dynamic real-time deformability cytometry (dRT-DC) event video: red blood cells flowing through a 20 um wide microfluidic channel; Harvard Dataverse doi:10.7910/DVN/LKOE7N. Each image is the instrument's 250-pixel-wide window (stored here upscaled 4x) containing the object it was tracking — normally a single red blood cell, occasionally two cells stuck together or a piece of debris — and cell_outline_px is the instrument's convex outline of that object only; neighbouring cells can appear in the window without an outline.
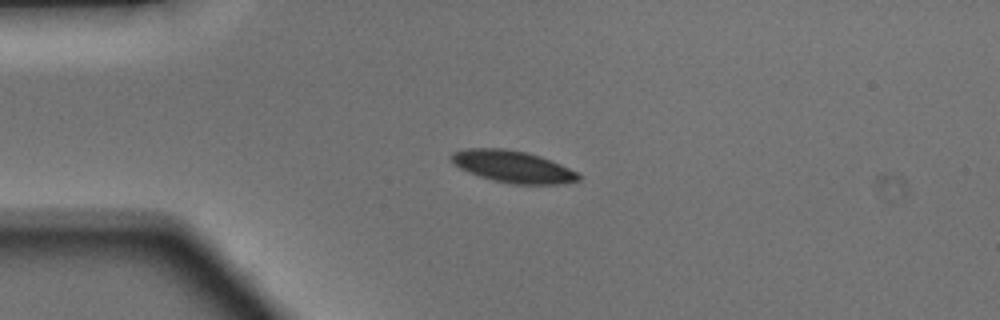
{"species": "Egyptian fruit bat (a non-hibernating species)", "species_latin": "Rousettus aegyptiacus", "temperature_condition": "warm", "stored_images_in_passage": 38, "camera_frame_rate_fps": 3000, "um_per_image_px": 0.085, "animal": {"sex": "male"}, "frame": {"image": 1, "passage_image": 1, "time_ms": 0.0, "image_size_px": [1000, 320], "cell_outline_px": [[580, 180], [564, 184], [512, 184], [480, 176], [468, 172], [460, 168], [448, 156], [452, 152], [468, 148], [504, 148], [524, 152], [540, 156], [560, 164], [576, 172], [580, 176]], "centroid_in_image_um": [43.58, 14.16], "position_along_channel_um": 41.4, "area_um2": 23.41}}
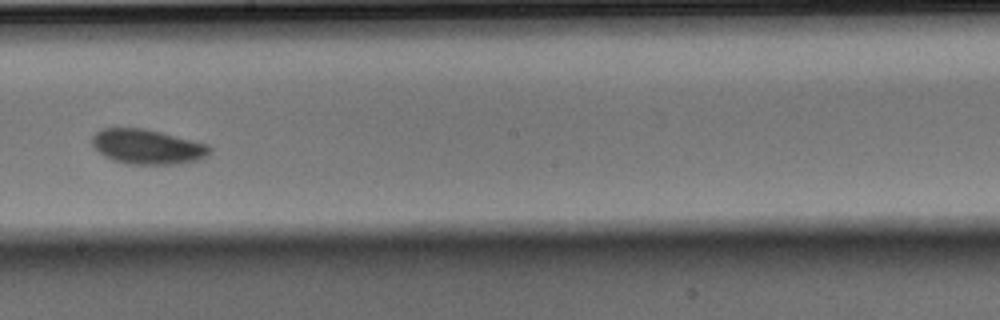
{"frame": {"image": 2, "passage_image": 17, "time_ms": 5.333, "image_size_px": [1000, 320], "cell_outline_px": [[212, 148], [208, 156], [196, 160], [176, 164], [128, 164], [112, 160], [104, 156], [92, 144], [92, 136], [100, 128], [144, 128], [208, 144]], "centroid_in_image_um": [12.52, 12.47], "position_along_channel_um": 235.7, "area_um2": 23.81}}
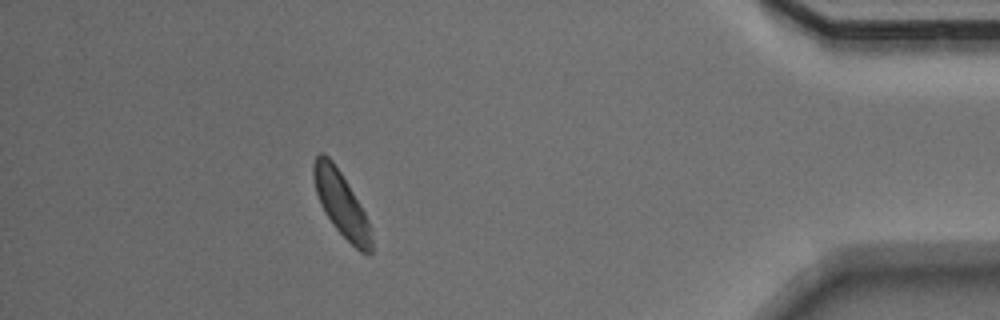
{"frame": {"image": 3, "passage_image": 33, "time_ms": 10.667, "image_size_px": [1000, 320], "cell_outline_px": [[372, 252], [368, 256], [360, 252], [332, 224], [324, 212], [320, 204], [316, 192], [312, 176], [312, 164], [316, 156], [320, 152], [324, 152], [332, 160], [348, 184], [360, 204], [368, 220], [372, 240]], "centroid_in_image_um": [28.99, 17.32], "position_along_channel_um": 406.2, "area_um2": 21.73}, "authors_computed_cell_mechanics": {"area_um2": 23.2934, "velocity_mm_per_s": 4.113, "shape_relaxation_time_tau1_ms": 1.5472, "shape_relaxation_time_tau2_ms": null, "deformation_change_tau1": 0.0851, "deformation_change_tau2": null}}